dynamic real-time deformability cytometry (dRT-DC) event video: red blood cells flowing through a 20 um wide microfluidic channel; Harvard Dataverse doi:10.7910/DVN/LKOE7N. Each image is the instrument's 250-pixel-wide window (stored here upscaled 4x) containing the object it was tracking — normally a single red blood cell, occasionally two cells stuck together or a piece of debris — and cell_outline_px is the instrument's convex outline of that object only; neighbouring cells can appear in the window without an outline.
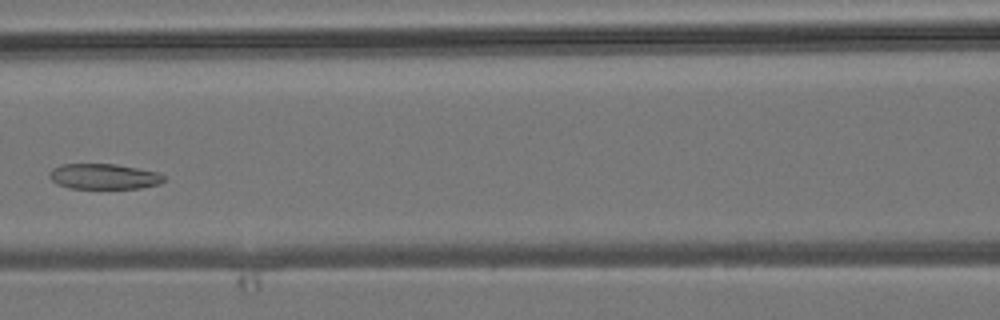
{"species": "common noctule bat (a hibernating species)", "species_latin": "Nyctalus noctula", "temperature_condition": "room temperature", "stored_images_in_passage": 5, "camera_frame_rate_fps": 3000, "um_per_image_px": 0.085, "animal": {"sex": "male", "body_mass_g": 19.2, "forearm_length_mm": 51.8}, "frame": {"image": 1, "passage_image": 5, "time_ms": 4.667, "image_size_px": [1000, 320], "cell_outline_px": [[168, 180], [160, 184], [140, 188], [68, 188], [56, 184], [48, 176], [48, 172], [52, 168], [60, 164], [116, 164], [156, 172], [164, 176]], "centroid_in_image_um": [8.8, 15.0], "position_along_channel_um": 157.8, "area_um2": 17.11}}